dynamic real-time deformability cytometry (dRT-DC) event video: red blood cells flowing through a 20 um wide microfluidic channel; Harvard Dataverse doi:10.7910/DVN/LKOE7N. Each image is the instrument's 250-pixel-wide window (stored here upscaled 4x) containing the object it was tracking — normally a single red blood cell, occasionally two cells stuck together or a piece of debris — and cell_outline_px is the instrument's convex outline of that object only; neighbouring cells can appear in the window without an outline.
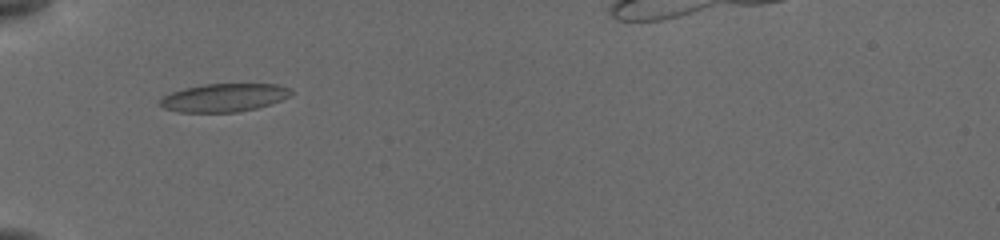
{"species": "common noctule bat (a hibernating species)", "species_latin": "Nyctalus noctula", "temperature_condition": "cold", "stored_images_in_passage": 34, "camera_frame_rate_fps": 3000, "um_per_image_px": 0.085, "animal": {"sex": "female", "body_mass_g": 19.5, "forearm_length_mm": 54.1}, "frame": {"image": 1, "passage_image": 1, "time_ms": 0.0, "image_size_px": [1000, 240], "cell_outline_px": [[292, 96], [256, 108], [236, 112], [180, 112], [164, 108], [160, 104], [160, 100], [164, 96], [172, 92], [184, 88], [204, 84], [276, 84], [288, 88], [292, 92]], "centroid_in_image_um": [19.04, 8.29], "position_along_channel_um": 66.0, "area_um2": 21.27}}
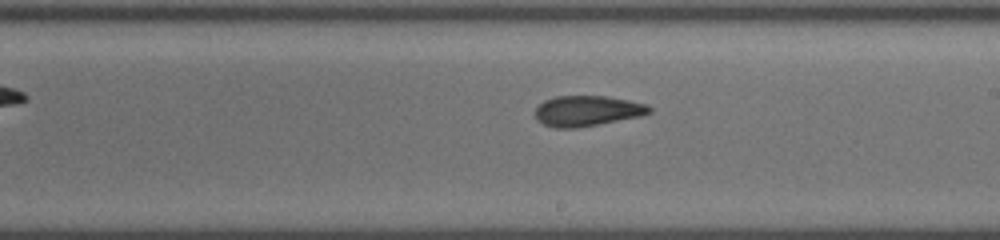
{"frame": {"image": 2, "passage_image": 15, "time_ms": 4.667, "image_size_px": [1000, 240], "cell_outline_px": [[652, 112], [640, 116], [596, 124], [572, 128], [556, 128], [544, 124], [536, 120], [536, 108], [544, 100], [556, 96], [604, 96], [628, 100], [648, 104], [652, 108]], "centroid_in_image_um": [49.91, 9.41], "position_along_channel_um": 239.1, "area_um2": 20.06}}
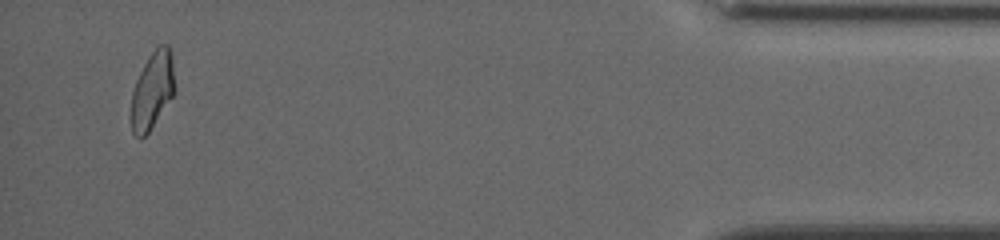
{"frame": {"image": 3, "passage_image": 33, "time_ms": 11.0, "image_size_px": [1000, 240], "cell_outline_px": [[172, 96], [148, 132], [140, 140], [132, 132], [132, 92], [136, 80], [148, 56], [160, 44], [168, 44], [172, 48]], "centroid_in_image_um": [12.92, 7.65], "position_along_channel_um": 422.3, "area_um2": 18.9}}